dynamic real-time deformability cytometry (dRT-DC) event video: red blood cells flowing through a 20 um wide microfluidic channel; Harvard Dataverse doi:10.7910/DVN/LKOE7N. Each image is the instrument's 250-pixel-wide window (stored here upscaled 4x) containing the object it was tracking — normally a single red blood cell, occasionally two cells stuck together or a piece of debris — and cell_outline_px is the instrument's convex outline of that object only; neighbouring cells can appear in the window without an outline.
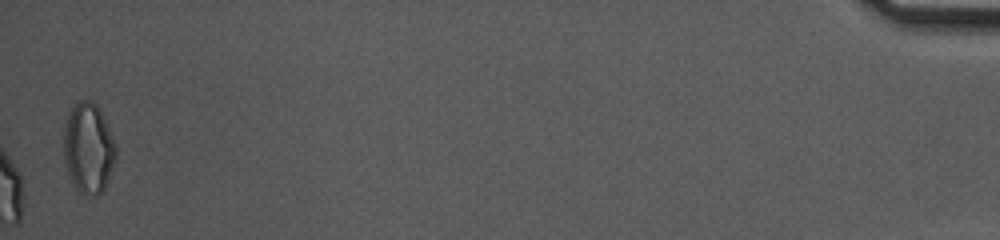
{"species": "common noctule bat (a hibernating species)", "species_latin": "Nyctalus noctula", "temperature_condition": "cold", "stored_images_in_passage": 53, "camera_frame_rate_fps": 3000, "um_per_image_px": 0.085, "animal": {"sex": "female", "body_mass_g": 10.0, "forearm_length_mm": 53.1}, "frame": {"image": 1, "passage_image": 53, "time_ms": 17.333, "image_size_px": [1000, 240], "cell_outline_px": [[116, 160], [104, 188], [96, 196], [80, 192], [76, 188], [68, 176], [64, 160], [64, 124], [68, 112], [72, 104], [76, 100], [92, 100], [100, 108], [116, 144]], "centroid_in_image_um": [7.5, 12.54], "position_along_channel_um": 427.7, "area_um2": 27.86}, "authors_computed_cell_mechanics": {"area_um2": 20.519, "velocity_mm_per_s": 3.6537, "shape_relaxation_time_tau1_ms": 3.5077, "shape_relaxation_time_tau2_ms": 1.1386, "deformation_change_tau1": 0.0761, "deformation_change_tau2": 0.0371}}